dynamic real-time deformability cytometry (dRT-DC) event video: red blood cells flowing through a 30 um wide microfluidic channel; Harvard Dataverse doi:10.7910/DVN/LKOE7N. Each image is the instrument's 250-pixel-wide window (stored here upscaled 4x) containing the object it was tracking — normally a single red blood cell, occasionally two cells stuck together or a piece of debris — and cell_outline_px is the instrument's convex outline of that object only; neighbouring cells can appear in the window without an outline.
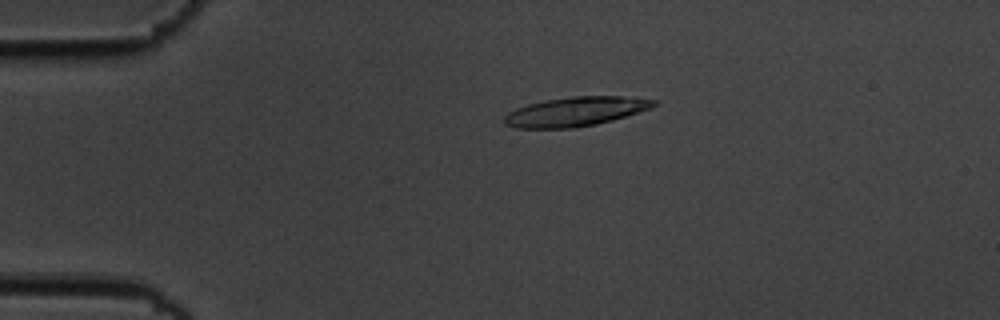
{"species": "common noctule bat (a hibernating species)", "species_latin": "Nyctalus noctula", "temperature_condition": "cold", "stored_images_in_passage": 5, "camera_frame_rate_fps": 3000, "um_per_image_px": 0.085, "animal": {"sex": "male", "body_mass_g": 19.5, "forearm_length_mm": 54.6}, "frame": {"image": 1, "passage_image": 4, "time_ms": 1.0, "image_size_px": [1000, 320], "cell_outline_px": [[660, 100], [652, 108], [612, 120], [596, 124], [576, 128], [516, 128], [504, 124], [504, 116], [508, 112], [516, 108], [528, 104], [544, 100], [572, 96], [636, 96]], "centroid_in_image_um": [48.97, 9.47], "position_along_channel_um": 36.0, "area_um2": 25.84}}